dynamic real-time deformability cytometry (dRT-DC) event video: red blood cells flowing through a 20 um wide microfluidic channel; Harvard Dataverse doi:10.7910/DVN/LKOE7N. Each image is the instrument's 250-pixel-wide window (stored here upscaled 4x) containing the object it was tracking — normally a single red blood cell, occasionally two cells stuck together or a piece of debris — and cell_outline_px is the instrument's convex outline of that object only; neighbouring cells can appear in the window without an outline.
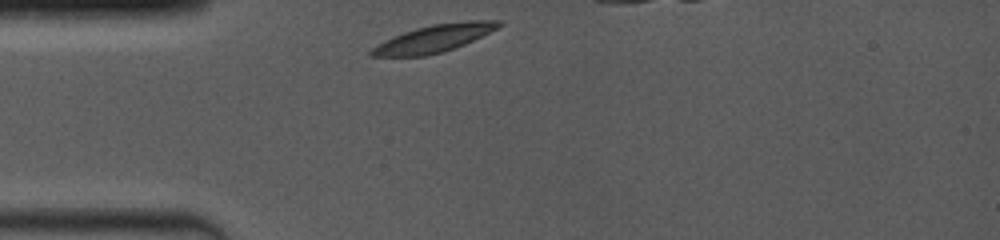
{"species": "common noctule bat (a hibernating species)", "species_latin": "Nyctalus noctula", "temperature_condition": "room temperature", "stored_images_in_passage": 50, "camera_frame_rate_fps": 4000, "um_per_image_px": 0.085, "animal": {"sex": "female", "body_mass_g": 19.0, "forearm_length_mm": 53.3}, "frame": {"image": 1, "passage_image": 1, "time_ms": 0.0, "image_size_px": [1000, 240], "cell_outline_px": [[504, 24], [464, 44], [440, 52], [424, 56], [368, 56], [368, 52], [372, 48], [384, 40], [392, 36], [416, 28], [432, 24], [468, 20], [500, 20]], "centroid_in_image_um": [36.85, 3.26], "position_along_channel_um": 48.2, "area_um2": 20.06}}
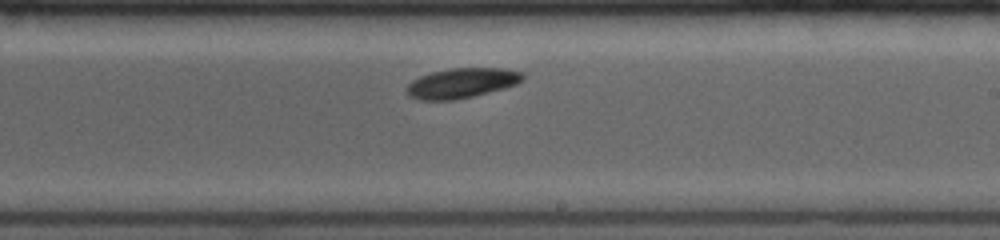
{"frame": {"image": 2, "passage_image": 29, "time_ms": 5.5, "image_size_px": [1000, 240], "cell_outline_px": [[524, 80], [516, 84], [504, 88], [456, 100], [420, 100], [408, 96], [404, 92], [404, 88], [412, 80], [420, 76], [432, 72], [452, 68], [504, 68], [524, 72]], "centroid_in_image_um": [39.22, 7.06], "position_along_channel_um": 249.8, "area_um2": 20.46}}
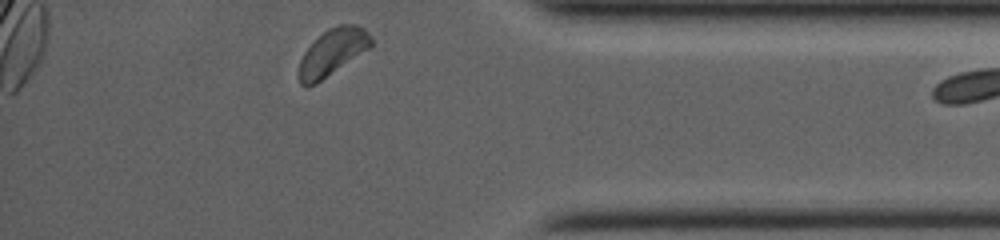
{"frame": {"image": 3, "passage_image": 48, "time_ms": 9.75, "image_size_px": [1000, 240], "cell_outline_px": [[372, 48], [316, 84], [308, 88], [304, 88], [300, 84], [300, 60], [304, 52], [328, 28], [340, 24], [356, 24], [364, 28], [372, 36]], "centroid_in_image_um": [28.32, 4.45], "position_along_channel_um": 406.9, "area_um2": 19.77}}